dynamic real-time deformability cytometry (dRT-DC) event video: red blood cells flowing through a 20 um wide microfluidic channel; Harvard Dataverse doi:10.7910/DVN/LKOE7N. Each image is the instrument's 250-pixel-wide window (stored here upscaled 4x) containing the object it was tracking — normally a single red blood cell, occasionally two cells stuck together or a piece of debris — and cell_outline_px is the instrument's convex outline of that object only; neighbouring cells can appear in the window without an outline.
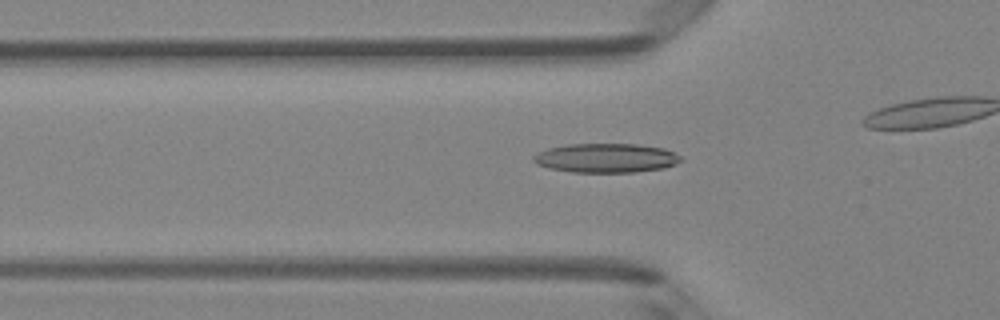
{"species": "Egyptian fruit bat (a non-hibernating species)", "species_latin": "Rousettus aegyptiacus", "temperature_condition": "room temperature", "stored_images_in_passage": 37, "camera_frame_rate_fps": 3000, "um_per_image_px": 0.085, "animal": {"sex": "female"}, "frame": {"image": 1, "passage_image": 15, "time_ms": 4.667, "image_size_px": [1000, 320], "cell_outline_px": [[684, 160], [676, 164], [664, 168], [632, 172], [572, 172], [548, 168], [536, 164], [532, 160], [532, 156], [548, 148], [568, 144], [636, 144], [664, 148], [680, 156]], "centroid_in_image_um": [51.51, 13.43], "position_along_channel_um": 74.3, "area_um2": 25.09}}
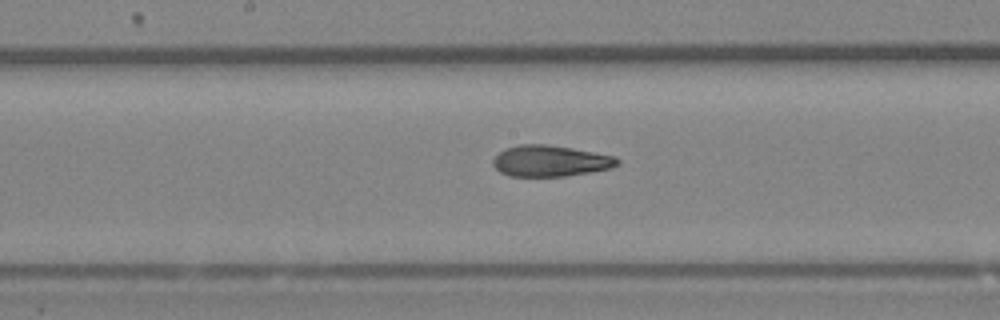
{"frame": {"image": 2, "passage_image": 24, "time_ms": 7.667, "image_size_px": [1000, 320], "cell_outline_px": [[620, 164], [612, 168], [592, 172], [564, 176], [508, 176], [500, 172], [492, 164], [492, 160], [500, 152], [508, 148], [520, 144], [544, 144], [572, 148], [616, 156], [620, 160]], "centroid_in_image_um": [46.82, 13.68], "position_along_channel_um": 201.4, "area_um2": 22.6}}
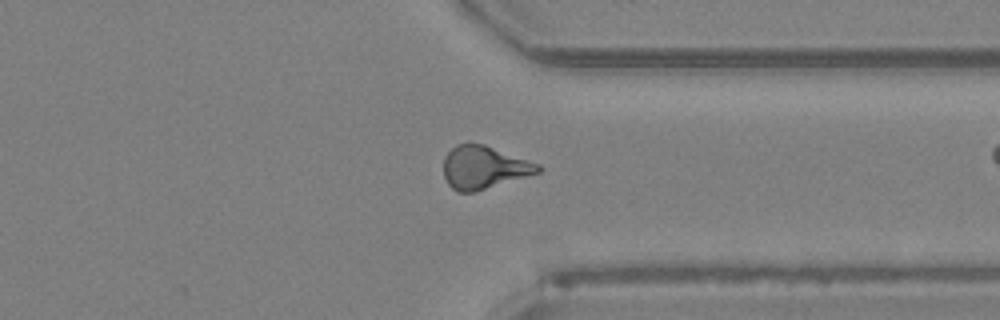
{"frame": {"image": 3, "passage_image": 36, "time_ms": 11.667, "image_size_px": [1000, 320], "cell_outline_px": [[540, 172], [472, 192], [456, 192], [448, 184], [444, 176], [444, 156], [456, 144], [468, 140], [484, 144], [540, 164]], "centroid_in_image_um": [41.09, 14.19], "position_along_channel_um": 370.3, "area_um2": 23.64}}